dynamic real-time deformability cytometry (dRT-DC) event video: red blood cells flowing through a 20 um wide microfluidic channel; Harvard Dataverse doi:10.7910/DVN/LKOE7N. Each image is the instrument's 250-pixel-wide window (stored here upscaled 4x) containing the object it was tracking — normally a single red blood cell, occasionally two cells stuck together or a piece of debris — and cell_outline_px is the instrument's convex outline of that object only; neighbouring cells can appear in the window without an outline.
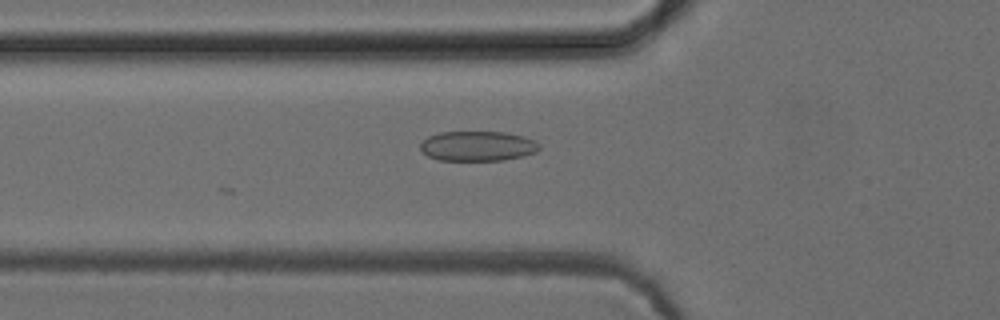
{"species": "common noctule bat (a hibernating species)", "species_latin": "Nyctalus noctula", "temperature_condition": "cold", "stored_images_in_passage": 40, "camera_frame_rate_fps": 3000, "um_per_image_px": 0.085, "animal": {"sex": "female", "body_mass_g": 24.6, "forearm_length_mm": 56.2}, "frame": {"image": 1, "passage_image": 12, "time_ms": 3.667, "image_size_px": [1000, 320], "cell_outline_px": [[540, 148], [536, 152], [504, 160], [440, 160], [428, 156], [420, 148], [420, 144], [428, 136], [440, 132], [504, 132], [524, 136], [536, 140], [540, 144]], "centroid_in_image_um": [40.62, 12.41], "position_along_channel_um": 85.2, "area_um2": 20.69}}
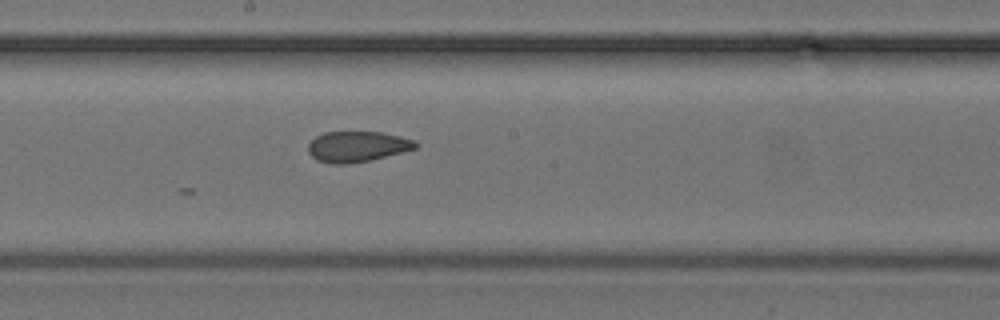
{"frame": {"image": 2, "passage_image": 22, "time_ms": 7.0, "image_size_px": [1000, 320], "cell_outline_px": [[420, 144], [416, 148], [372, 160], [348, 164], [332, 164], [316, 160], [308, 152], [308, 144], [316, 136], [324, 132], [380, 132], [400, 136], [416, 140]], "centroid_in_image_um": [30.37, 12.46], "position_along_channel_um": 217.8, "area_um2": 19.31}}
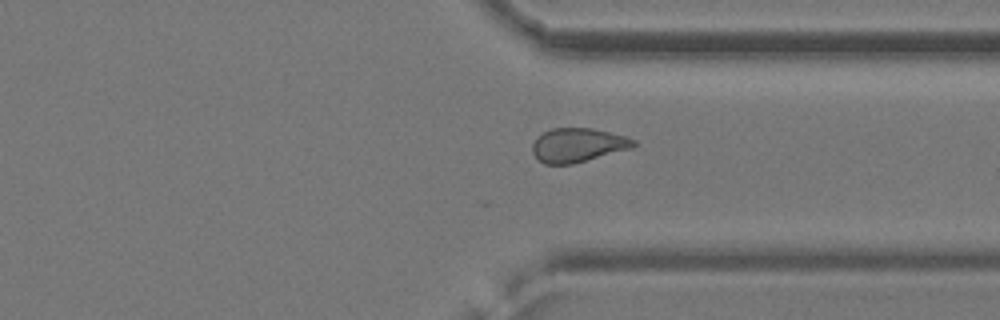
{"frame": {"image": 3, "passage_image": 33, "time_ms": 10.667, "image_size_px": [1000, 320], "cell_outline_px": [[636, 144], [632, 148], [572, 164], [544, 164], [532, 152], [532, 144], [536, 136], [552, 128], [592, 128], [624, 136], [636, 140]], "centroid_in_image_um": [49.09, 12.33], "position_along_channel_um": 362.3, "area_um2": 19.94}}